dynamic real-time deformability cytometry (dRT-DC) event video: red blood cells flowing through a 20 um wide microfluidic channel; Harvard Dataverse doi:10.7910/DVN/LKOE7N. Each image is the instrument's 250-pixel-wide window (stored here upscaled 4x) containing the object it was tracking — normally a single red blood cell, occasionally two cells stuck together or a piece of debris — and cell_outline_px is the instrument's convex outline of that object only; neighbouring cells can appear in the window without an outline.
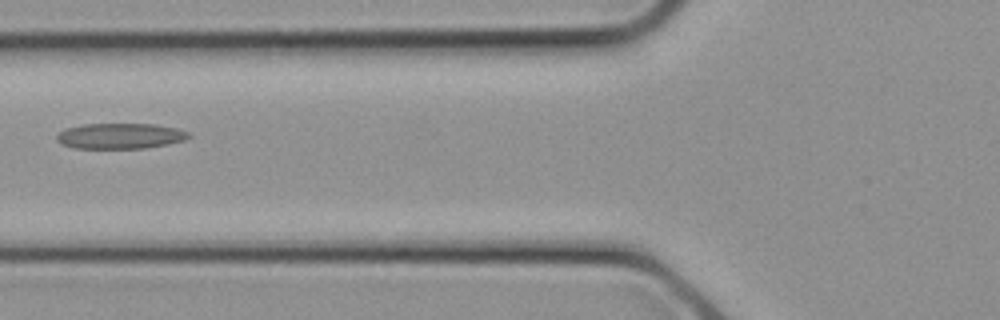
{"species": "common noctule bat (a hibernating species)", "species_latin": "Nyctalus noctula", "temperature_condition": "cold", "stored_images_in_passage": 7, "camera_frame_rate_fps": 3000, "um_per_image_px": 0.085, "animal": {"sex": "female", "body_mass_g": 21.9}, "frame": {"image": 1, "passage_image": 6, "time_ms": 1.667, "image_size_px": [1000, 320], "cell_outline_px": [[192, 136], [184, 140], [168, 144], [144, 148], [72, 148], [60, 144], [56, 140], [56, 136], [64, 128], [84, 124], [156, 124], [176, 128], [188, 132]], "centroid_in_image_um": [10.19, 11.56], "position_along_channel_um": 115.6, "area_um2": 19.77}}